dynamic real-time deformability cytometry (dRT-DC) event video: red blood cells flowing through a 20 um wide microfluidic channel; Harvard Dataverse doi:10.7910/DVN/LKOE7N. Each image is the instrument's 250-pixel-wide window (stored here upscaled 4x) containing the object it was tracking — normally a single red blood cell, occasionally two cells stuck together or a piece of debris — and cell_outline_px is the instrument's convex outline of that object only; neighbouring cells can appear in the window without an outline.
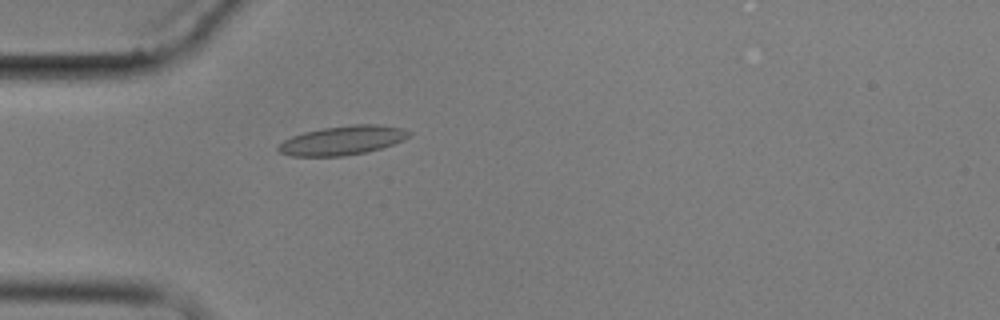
{"species": "common noctule bat (a hibernating species)", "species_latin": "Nyctalus noctula", "temperature_condition": "cold", "stored_images_in_passage": 5, "camera_frame_rate_fps": 3000, "um_per_image_px": 0.085, "animal": {"sex": "male", "body_mass_g": 17.9}, "frame": {"image": 1, "passage_image": 5, "time_ms": 5.333, "image_size_px": [1000, 320], "cell_outline_px": [[412, 132], [404, 140], [368, 152], [344, 156], [292, 156], [280, 152], [276, 148], [284, 140], [292, 136], [304, 132], [324, 128], [352, 124], [376, 124], [404, 128]], "centroid_in_image_um": [29.13, 11.93], "position_along_channel_um": 55.9, "area_um2": 22.14}}